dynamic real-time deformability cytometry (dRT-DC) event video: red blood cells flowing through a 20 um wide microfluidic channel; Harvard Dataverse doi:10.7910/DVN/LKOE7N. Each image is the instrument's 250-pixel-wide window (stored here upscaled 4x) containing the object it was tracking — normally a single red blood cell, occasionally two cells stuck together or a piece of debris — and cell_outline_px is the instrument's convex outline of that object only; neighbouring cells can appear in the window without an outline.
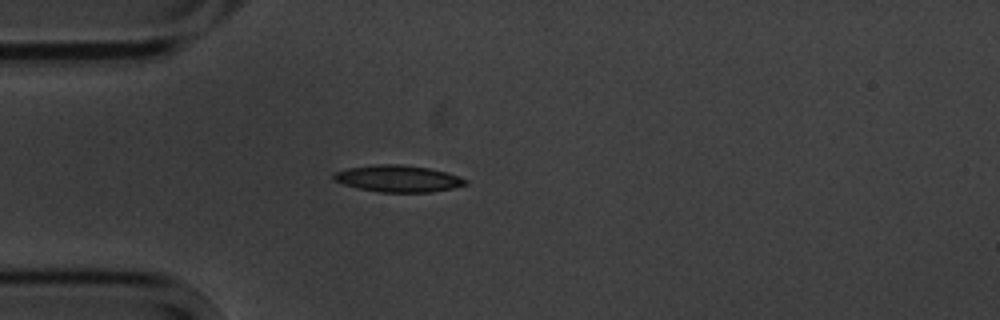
{"species": "common noctule bat (a hibernating species)", "species_latin": "Nyctalus noctula", "temperature_condition": "cold", "stored_images_in_passage": 2, "camera_frame_rate_fps": 3000, "um_per_image_px": 0.085, "animal": {"sex": "male", "body_mass_g": 20.1, "forearm_length_mm": 53.5}, "frame": {"image": 1, "passage_image": 2, "time_ms": 2.0, "image_size_px": [1000, 320], "cell_outline_px": [[468, 184], [452, 188], [432, 192], [380, 192], [356, 188], [332, 180], [332, 176], [336, 172], [348, 168], [380, 164], [400, 164], [428, 168], [448, 172], [468, 180]], "centroid_in_image_um": [33.84, 15.18], "position_along_channel_um": 51.2, "area_um2": 20.52}}